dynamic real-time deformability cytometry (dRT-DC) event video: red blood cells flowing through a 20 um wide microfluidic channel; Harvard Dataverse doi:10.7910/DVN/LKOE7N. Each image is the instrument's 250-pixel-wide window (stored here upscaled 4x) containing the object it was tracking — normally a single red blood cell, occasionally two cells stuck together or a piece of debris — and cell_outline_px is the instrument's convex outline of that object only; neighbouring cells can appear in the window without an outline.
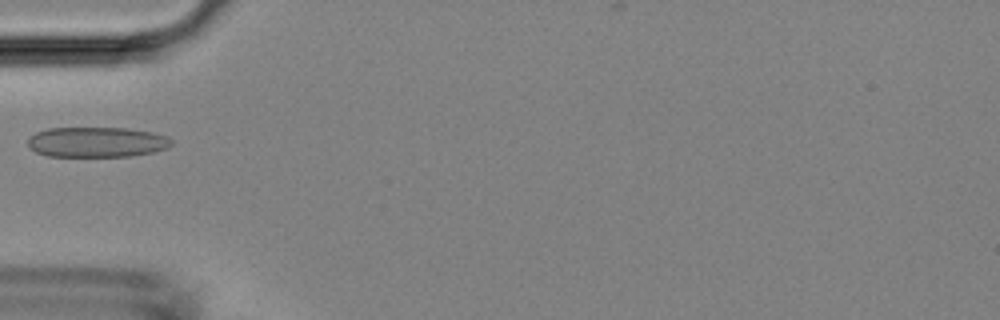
{"species": "Egyptian fruit bat (a non-hibernating species)", "species_latin": "Rousettus aegyptiacus", "temperature_condition": "room temperature", "stored_images_in_passage": 4, "camera_frame_rate_fps": 3000, "um_per_image_px": 0.085, "animal": {"sex": "female"}, "frame": {"image": 1, "passage_image": 4, "time_ms": 4.333, "image_size_px": [1000, 320], "cell_outline_px": [[172, 144], [168, 148], [152, 152], [132, 156], [48, 156], [36, 152], [28, 144], [28, 136], [36, 132], [48, 128], [128, 128], [152, 132], [168, 136], [172, 140]], "centroid_in_image_um": [8.24, 12.07], "position_along_channel_um": 76.8, "area_um2": 25.37}}